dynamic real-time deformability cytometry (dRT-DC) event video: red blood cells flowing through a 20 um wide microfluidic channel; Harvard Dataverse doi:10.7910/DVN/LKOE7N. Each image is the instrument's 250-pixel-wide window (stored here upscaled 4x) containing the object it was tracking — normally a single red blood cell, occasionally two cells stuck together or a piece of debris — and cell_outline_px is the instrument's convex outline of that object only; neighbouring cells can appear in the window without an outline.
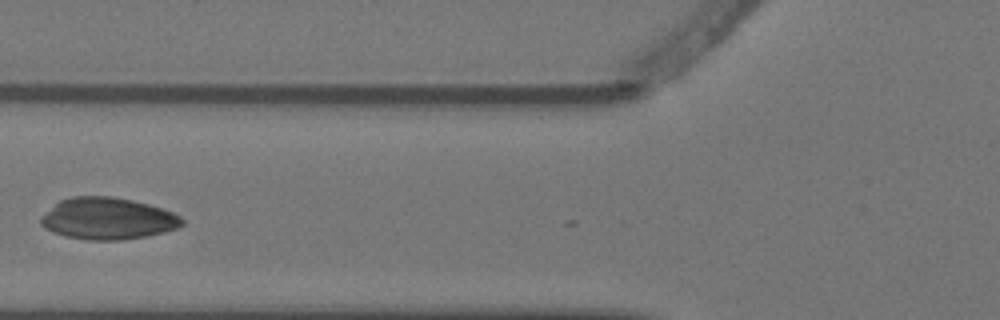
{"species": "Egyptian fruit bat (a non-hibernating species)", "species_latin": "Rousettus aegyptiacus", "temperature_condition": "warm", "stored_images_in_passage": 5, "camera_frame_rate_fps": 3000, "um_per_image_px": 0.085, "animal": {"sex": "female"}, "frame": {"image": 1, "passage_image": 4, "time_ms": 1.0, "image_size_px": [1000, 320], "cell_outline_px": [[184, 224], [180, 228], [164, 232], [144, 236], [120, 240], [92, 240], [64, 236], [44, 228], [40, 224], [40, 216], [60, 200], [72, 196], [112, 196], [132, 200], [148, 204], [172, 212], [180, 216], [184, 220]], "centroid_in_image_um": [9.15, 18.57], "position_along_channel_um": 116.6, "area_um2": 34.39}}